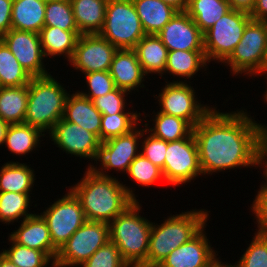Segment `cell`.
Returning <instances> with one entry per match:
<instances>
[{
    "mask_svg": "<svg viewBox=\"0 0 267 267\" xmlns=\"http://www.w3.org/2000/svg\"><path fill=\"white\" fill-rule=\"evenodd\" d=\"M47 0H13L11 28L39 34L45 23Z\"/></svg>",
    "mask_w": 267,
    "mask_h": 267,
    "instance_id": "25",
    "label": "cell"
},
{
    "mask_svg": "<svg viewBox=\"0 0 267 267\" xmlns=\"http://www.w3.org/2000/svg\"><path fill=\"white\" fill-rule=\"evenodd\" d=\"M51 74L33 77L28 84V105L25 124L48 134L54 125L63 118L68 94L63 86ZM46 132V133H45Z\"/></svg>",
    "mask_w": 267,
    "mask_h": 267,
    "instance_id": "5",
    "label": "cell"
},
{
    "mask_svg": "<svg viewBox=\"0 0 267 267\" xmlns=\"http://www.w3.org/2000/svg\"><path fill=\"white\" fill-rule=\"evenodd\" d=\"M0 39L32 77L50 74L46 69L39 34L11 28Z\"/></svg>",
    "mask_w": 267,
    "mask_h": 267,
    "instance_id": "16",
    "label": "cell"
},
{
    "mask_svg": "<svg viewBox=\"0 0 267 267\" xmlns=\"http://www.w3.org/2000/svg\"><path fill=\"white\" fill-rule=\"evenodd\" d=\"M143 112L144 114H141L143 115L141 124L153 136L160 138L166 142L178 141L193 134L194 127L188 121L184 120L183 118L159 111L155 113V110H153L152 112L154 114L153 117L149 116L152 118L150 121H154L152 124L153 127L147 122L143 124V120L146 119L145 117H147L145 116V111Z\"/></svg>",
    "mask_w": 267,
    "mask_h": 267,
    "instance_id": "24",
    "label": "cell"
},
{
    "mask_svg": "<svg viewBox=\"0 0 267 267\" xmlns=\"http://www.w3.org/2000/svg\"><path fill=\"white\" fill-rule=\"evenodd\" d=\"M157 36L168 51L204 50L203 32L186 11H178Z\"/></svg>",
    "mask_w": 267,
    "mask_h": 267,
    "instance_id": "18",
    "label": "cell"
},
{
    "mask_svg": "<svg viewBox=\"0 0 267 267\" xmlns=\"http://www.w3.org/2000/svg\"><path fill=\"white\" fill-rule=\"evenodd\" d=\"M230 10L227 0H188L186 12L204 33Z\"/></svg>",
    "mask_w": 267,
    "mask_h": 267,
    "instance_id": "32",
    "label": "cell"
},
{
    "mask_svg": "<svg viewBox=\"0 0 267 267\" xmlns=\"http://www.w3.org/2000/svg\"><path fill=\"white\" fill-rule=\"evenodd\" d=\"M208 209L170 214L162 223L152 222L147 267H157L173 250L193 238L209 220Z\"/></svg>",
    "mask_w": 267,
    "mask_h": 267,
    "instance_id": "3",
    "label": "cell"
},
{
    "mask_svg": "<svg viewBox=\"0 0 267 267\" xmlns=\"http://www.w3.org/2000/svg\"><path fill=\"white\" fill-rule=\"evenodd\" d=\"M70 3L80 34H99L108 0H70Z\"/></svg>",
    "mask_w": 267,
    "mask_h": 267,
    "instance_id": "27",
    "label": "cell"
},
{
    "mask_svg": "<svg viewBox=\"0 0 267 267\" xmlns=\"http://www.w3.org/2000/svg\"><path fill=\"white\" fill-rule=\"evenodd\" d=\"M129 94L130 92L116 87L108 94L93 99L92 102L93 105L100 111L102 115L105 114L113 115L117 113H140V111L139 112L134 110L131 111V109L128 108L130 105L129 103L128 104L126 103L127 102L126 97Z\"/></svg>",
    "mask_w": 267,
    "mask_h": 267,
    "instance_id": "40",
    "label": "cell"
},
{
    "mask_svg": "<svg viewBox=\"0 0 267 267\" xmlns=\"http://www.w3.org/2000/svg\"><path fill=\"white\" fill-rule=\"evenodd\" d=\"M86 170L80 181L69 187L79 198L87 221L110 223L139 201L135 189L123 184L113 173L111 177H105L92 168Z\"/></svg>",
    "mask_w": 267,
    "mask_h": 267,
    "instance_id": "2",
    "label": "cell"
},
{
    "mask_svg": "<svg viewBox=\"0 0 267 267\" xmlns=\"http://www.w3.org/2000/svg\"><path fill=\"white\" fill-rule=\"evenodd\" d=\"M262 127V135L263 141L261 145V160H260V168L259 170H263V174L267 178V124L261 125Z\"/></svg>",
    "mask_w": 267,
    "mask_h": 267,
    "instance_id": "47",
    "label": "cell"
},
{
    "mask_svg": "<svg viewBox=\"0 0 267 267\" xmlns=\"http://www.w3.org/2000/svg\"><path fill=\"white\" fill-rule=\"evenodd\" d=\"M162 174L165 184L176 187L203 176L194 135L168 142Z\"/></svg>",
    "mask_w": 267,
    "mask_h": 267,
    "instance_id": "12",
    "label": "cell"
},
{
    "mask_svg": "<svg viewBox=\"0 0 267 267\" xmlns=\"http://www.w3.org/2000/svg\"><path fill=\"white\" fill-rule=\"evenodd\" d=\"M242 108L221 112L215 105L193 128L203 176L234 168L260 167L262 124Z\"/></svg>",
    "mask_w": 267,
    "mask_h": 267,
    "instance_id": "1",
    "label": "cell"
},
{
    "mask_svg": "<svg viewBox=\"0 0 267 267\" xmlns=\"http://www.w3.org/2000/svg\"><path fill=\"white\" fill-rule=\"evenodd\" d=\"M146 35H157L178 12L162 0H132Z\"/></svg>",
    "mask_w": 267,
    "mask_h": 267,
    "instance_id": "23",
    "label": "cell"
},
{
    "mask_svg": "<svg viewBox=\"0 0 267 267\" xmlns=\"http://www.w3.org/2000/svg\"><path fill=\"white\" fill-rule=\"evenodd\" d=\"M141 209L135 201L109 223L110 241L130 267H147L152 221L139 214Z\"/></svg>",
    "mask_w": 267,
    "mask_h": 267,
    "instance_id": "4",
    "label": "cell"
},
{
    "mask_svg": "<svg viewBox=\"0 0 267 267\" xmlns=\"http://www.w3.org/2000/svg\"><path fill=\"white\" fill-rule=\"evenodd\" d=\"M263 184L258 191H256L257 195L254 197L252 201V205L249 210H252V214L255 217L253 220H256L254 223L257 224L256 232L267 234V178L262 175Z\"/></svg>",
    "mask_w": 267,
    "mask_h": 267,
    "instance_id": "44",
    "label": "cell"
},
{
    "mask_svg": "<svg viewBox=\"0 0 267 267\" xmlns=\"http://www.w3.org/2000/svg\"><path fill=\"white\" fill-rule=\"evenodd\" d=\"M140 113H117L102 115L100 141L125 135L141 124Z\"/></svg>",
    "mask_w": 267,
    "mask_h": 267,
    "instance_id": "36",
    "label": "cell"
},
{
    "mask_svg": "<svg viewBox=\"0 0 267 267\" xmlns=\"http://www.w3.org/2000/svg\"><path fill=\"white\" fill-rule=\"evenodd\" d=\"M109 73L117 88L130 93L144 88L147 78L134 49H118L110 65Z\"/></svg>",
    "mask_w": 267,
    "mask_h": 267,
    "instance_id": "20",
    "label": "cell"
},
{
    "mask_svg": "<svg viewBox=\"0 0 267 267\" xmlns=\"http://www.w3.org/2000/svg\"><path fill=\"white\" fill-rule=\"evenodd\" d=\"M148 134V135H147ZM140 153L159 168H164L165 153L168 142L153 136L142 128Z\"/></svg>",
    "mask_w": 267,
    "mask_h": 267,
    "instance_id": "43",
    "label": "cell"
},
{
    "mask_svg": "<svg viewBox=\"0 0 267 267\" xmlns=\"http://www.w3.org/2000/svg\"><path fill=\"white\" fill-rule=\"evenodd\" d=\"M80 35L79 31H65L59 27L44 26L39 36L45 58L61 56L69 62Z\"/></svg>",
    "mask_w": 267,
    "mask_h": 267,
    "instance_id": "26",
    "label": "cell"
},
{
    "mask_svg": "<svg viewBox=\"0 0 267 267\" xmlns=\"http://www.w3.org/2000/svg\"><path fill=\"white\" fill-rule=\"evenodd\" d=\"M231 9L240 10L250 13L255 5L256 0H227Z\"/></svg>",
    "mask_w": 267,
    "mask_h": 267,
    "instance_id": "48",
    "label": "cell"
},
{
    "mask_svg": "<svg viewBox=\"0 0 267 267\" xmlns=\"http://www.w3.org/2000/svg\"><path fill=\"white\" fill-rule=\"evenodd\" d=\"M143 72L161 76L165 72L168 49L157 35H145L134 48Z\"/></svg>",
    "mask_w": 267,
    "mask_h": 267,
    "instance_id": "28",
    "label": "cell"
},
{
    "mask_svg": "<svg viewBox=\"0 0 267 267\" xmlns=\"http://www.w3.org/2000/svg\"><path fill=\"white\" fill-rule=\"evenodd\" d=\"M214 267H225V263L220 260Z\"/></svg>",
    "mask_w": 267,
    "mask_h": 267,
    "instance_id": "53",
    "label": "cell"
},
{
    "mask_svg": "<svg viewBox=\"0 0 267 267\" xmlns=\"http://www.w3.org/2000/svg\"><path fill=\"white\" fill-rule=\"evenodd\" d=\"M117 50L99 34H81L68 63L75 68L73 70L82 72V75L95 71H109Z\"/></svg>",
    "mask_w": 267,
    "mask_h": 267,
    "instance_id": "15",
    "label": "cell"
},
{
    "mask_svg": "<svg viewBox=\"0 0 267 267\" xmlns=\"http://www.w3.org/2000/svg\"><path fill=\"white\" fill-rule=\"evenodd\" d=\"M16 230L9 236L18 244L46 253L54 262L58 250L53 246L48 225L37 212L33 216L20 220Z\"/></svg>",
    "mask_w": 267,
    "mask_h": 267,
    "instance_id": "19",
    "label": "cell"
},
{
    "mask_svg": "<svg viewBox=\"0 0 267 267\" xmlns=\"http://www.w3.org/2000/svg\"><path fill=\"white\" fill-rule=\"evenodd\" d=\"M235 77H267V22L251 20L231 55L221 64ZM243 73V74H242ZM262 75V76H261Z\"/></svg>",
    "mask_w": 267,
    "mask_h": 267,
    "instance_id": "6",
    "label": "cell"
},
{
    "mask_svg": "<svg viewBox=\"0 0 267 267\" xmlns=\"http://www.w3.org/2000/svg\"><path fill=\"white\" fill-rule=\"evenodd\" d=\"M165 80L160 93L153 95L160 107L159 112L183 118L195 127L214 109V105L201 104L191 82Z\"/></svg>",
    "mask_w": 267,
    "mask_h": 267,
    "instance_id": "9",
    "label": "cell"
},
{
    "mask_svg": "<svg viewBox=\"0 0 267 267\" xmlns=\"http://www.w3.org/2000/svg\"><path fill=\"white\" fill-rule=\"evenodd\" d=\"M28 105V85L0 87V118L8 124L24 123Z\"/></svg>",
    "mask_w": 267,
    "mask_h": 267,
    "instance_id": "31",
    "label": "cell"
},
{
    "mask_svg": "<svg viewBox=\"0 0 267 267\" xmlns=\"http://www.w3.org/2000/svg\"><path fill=\"white\" fill-rule=\"evenodd\" d=\"M249 15L252 20L267 22V0H256Z\"/></svg>",
    "mask_w": 267,
    "mask_h": 267,
    "instance_id": "46",
    "label": "cell"
},
{
    "mask_svg": "<svg viewBox=\"0 0 267 267\" xmlns=\"http://www.w3.org/2000/svg\"><path fill=\"white\" fill-rule=\"evenodd\" d=\"M44 26L59 27L65 31H79L70 0H47Z\"/></svg>",
    "mask_w": 267,
    "mask_h": 267,
    "instance_id": "37",
    "label": "cell"
},
{
    "mask_svg": "<svg viewBox=\"0 0 267 267\" xmlns=\"http://www.w3.org/2000/svg\"><path fill=\"white\" fill-rule=\"evenodd\" d=\"M63 119L80 125L89 132L96 134L100 139L102 114L90 99L82 96L77 91L68 94Z\"/></svg>",
    "mask_w": 267,
    "mask_h": 267,
    "instance_id": "21",
    "label": "cell"
},
{
    "mask_svg": "<svg viewBox=\"0 0 267 267\" xmlns=\"http://www.w3.org/2000/svg\"><path fill=\"white\" fill-rule=\"evenodd\" d=\"M140 124L131 132L101 142L96 164L91 168L99 175L111 177L109 170L126 174L130 164L140 154L142 137ZM98 161V162H97ZM98 163L100 165L98 166ZM107 171V172H106ZM108 173V174H107ZM110 174V175H109Z\"/></svg>",
    "mask_w": 267,
    "mask_h": 267,
    "instance_id": "13",
    "label": "cell"
},
{
    "mask_svg": "<svg viewBox=\"0 0 267 267\" xmlns=\"http://www.w3.org/2000/svg\"><path fill=\"white\" fill-rule=\"evenodd\" d=\"M108 241L109 223L86 221L60 248L55 267H79Z\"/></svg>",
    "mask_w": 267,
    "mask_h": 267,
    "instance_id": "10",
    "label": "cell"
},
{
    "mask_svg": "<svg viewBox=\"0 0 267 267\" xmlns=\"http://www.w3.org/2000/svg\"><path fill=\"white\" fill-rule=\"evenodd\" d=\"M225 267H234V266L231 263L229 265L226 263Z\"/></svg>",
    "mask_w": 267,
    "mask_h": 267,
    "instance_id": "54",
    "label": "cell"
},
{
    "mask_svg": "<svg viewBox=\"0 0 267 267\" xmlns=\"http://www.w3.org/2000/svg\"><path fill=\"white\" fill-rule=\"evenodd\" d=\"M266 79H267V77H266ZM266 84H267V82H266ZM266 86H267V85H266ZM262 96H264V97H263L264 102L267 104V88H266V90H265V92H264V94H263Z\"/></svg>",
    "mask_w": 267,
    "mask_h": 267,
    "instance_id": "52",
    "label": "cell"
},
{
    "mask_svg": "<svg viewBox=\"0 0 267 267\" xmlns=\"http://www.w3.org/2000/svg\"><path fill=\"white\" fill-rule=\"evenodd\" d=\"M128 178L142 187H152L159 181L165 183L162 169L145 158L141 153L130 164Z\"/></svg>",
    "mask_w": 267,
    "mask_h": 267,
    "instance_id": "38",
    "label": "cell"
},
{
    "mask_svg": "<svg viewBox=\"0 0 267 267\" xmlns=\"http://www.w3.org/2000/svg\"><path fill=\"white\" fill-rule=\"evenodd\" d=\"M207 224L188 242L173 250L157 267H214L221 259L211 247Z\"/></svg>",
    "mask_w": 267,
    "mask_h": 267,
    "instance_id": "17",
    "label": "cell"
},
{
    "mask_svg": "<svg viewBox=\"0 0 267 267\" xmlns=\"http://www.w3.org/2000/svg\"><path fill=\"white\" fill-rule=\"evenodd\" d=\"M9 124L0 118V146H3Z\"/></svg>",
    "mask_w": 267,
    "mask_h": 267,
    "instance_id": "50",
    "label": "cell"
},
{
    "mask_svg": "<svg viewBox=\"0 0 267 267\" xmlns=\"http://www.w3.org/2000/svg\"><path fill=\"white\" fill-rule=\"evenodd\" d=\"M42 137L44 138L45 134L31 125L25 123L9 124L3 145H6L5 147L11 154L23 157L38 150L40 142L44 141Z\"/></svg>",
    "mask_w": 267,
    "mask_h": 267,
    "instance_id": "29",
    "label": "cell"
},
{
    "mask_svg": "<svg viewBox=\"0 0 267 267\" xmlns=\"http://www.w3.org/2000/svg\"><path fill=\"white\" fill-rule=\"evenodd\" d=\"M13 0H0V38L11 29Z\"/></svg>",
    "mask_w": 267,
    "mask_h": 267,
    "instance_id": "45",
    "label": "cell"
},
{
    "mask_svg": "<svg viewBox=\"0 0 267 267\" xmlns=\"http://www.w3.org/2000/svg\"><path fill=\"white\" fill-rule=\"evenodd\" d=\"M61 199L39 213L48 225L53 246L59 251L71 235L86 221L79 198L69 188Z\"/></svg>",
    "mask_w": 267,
    "mask_h": 267,
    "instance_id": "11",
    "label": "cell"
},
{
    "mask_svg": "<svg viewBox=\"0 0 267 267\" xmlns=\"http://www.w3.org/2000/svg\"><path fill=\"white\" fill-rule=\"evenodd\" d=\"M79 267H130L121 257L116 245L108 241Z\"/></svg>",
    "mask_w": 267,
    "mask_h": 267,
    "instance_id": "42",
    "label": "cell"
},
{
    "mask_svg": "<svg viewBox=\"0 0 267 267\" xmlns=\"http://www.w3.org/2000/svg\"><path fill=\"white\" fill-rule=\"evenodd\" d=\"M162 1L171 5L178 11H186L188 6V0H162Z\"/></svg>",
    "mask_w": 267,
    "mask_h": 267,
    "instance_id": "49",
    "label": "cell"
},
{
    "mask_svg": "<svg viewBox=\"0 0 267 267\" xmlns=\"http://www.w3.org/2000/svg\"><path fill=\"white\" fill-rule=\"evenodd\" d=\"M210 65L205 57L204 50H173L168 52L167 62L165 66V73L173 78L178 77L181 79H173L172 82H186L187 79L191 81L198 71H207L208 65ZM183 78V79H182ZM186 79V80H185ZM184 80V81H183Z\"/></svg>",
    "mask_w": 267,
    "mask_h": 267,
    "instance_id": "22",
    "label": "cell"
},
{
    "mask_svg": "<svg viewBox=\"0 0 267 267\" xmlns=\"http://www.w3.org/2000/svg\"><path fill=\"white\" fill-rule=\"evenodd\" d=\"M83 78L86 80L88 91L77 90V92L91 101L99 96L108 94L116 88L109 71L85 73Z\"/></svg>",
    "mask_w": 267,
    "mask_h": 267,
    "instance_id": "41",
    "label": "cell"
},
{
    "mask_svg": "<svg viewBox=\"0 0 267 267\" xmlns=\"http://www.w3.org/2000/svg\"><path fill=\"white\" fill-rule=\"evenodd\" d=\"M8 242L11 246L0 252L17 267H55V262L43 251L20 245L9 235Z\"/></svg>",
    "mask_w": 267,
    "mask_h": 267,
    "instance_id": "35",
    "label": "cell"
},
{
    "mask_svg": "<svg viewBox=\"0 0 267 267\" xmlns=\"http://www.w3.org/2000/svg\"><path fill=\"white\" fill-rule=\"evenodd\" d=\"M27 163L8 161L0 168V192L31 193L36 175Z\"/></svg>",
    "mask_w": 267,
    "mask_h": 267,
    "instance_id": "30",
    "label": "cell"
},
{
    "mask_svg": "<svg viewBox=\"0 0 267 267\" xmlns=\"http://www.w3.org/2000/svg\"><path fill=\"white\" fill-rule=\"evenodd\" d=\"M99 35L117 49H134L146 35L132 0H108Z\"/></svg>",
    "mask_w": 267,
    "mask_h": 267,
    "instance_id": "7",
    "label": "cell"
},
{
    "mask_svg": "<svg viewBox=\"0 0 267 267\" xmlns=\"http://www.w3.org/2000/svg\"><path fill=\"white\" fill-rule=\"evenodd\" d=\"M252 20L249 13L231 9L203 33L205 57L210 63H223L240 42Z\"/></svg>",
    "mask_w": 267,
    "mask_h": 267,
    "instance_id": "8",
    "label": "cell"
},
{
    "mask_svg": "<svg viewBox=\"0 0 267 267\" xmlns=\"http://www.w3.org/2000/svg\"><path fill=\"white\" fill-rule=\"evenodd\" d=\"M250 244L234 267H267V234L254 233Z\"/></svg>",
    "mask_w": 267,
    "mask_h": 267,
    "instance_id": "39",
    "label": "cell"
},
{
    "mask_svg": "<svg viewBox=\"0 0 267 267\" xmlns=\"http://www.w3.org/2000/svg\"><path fill=\"white\" fill-rule=\"evenodd\" d=\"M33 77L23 68L7 45L0 39L1 87L28 85Z\"/></svg>",
    "mask_w": 267,
    "mask_h": 267,
    "instance_id": "34",
    "label": "cell"
},
{
    "mask_svg": "<svg viewBox=\"0 0 267 267\" xmlns=\"http://www.w3.org/2000/svg\"><path fill=\"white\" fill-rule=\"evenodd\" d=\"M30 194L32 193L0 192V222L10 225L33 216L35 211L29 212L33 203Z\"/></svg>",
    "mask_w": 267,
    "mask_h": 267,
    "instance_id": "33",
    "label": "cell"
},
{
    "mask_svg": "<svg viewBox=\"0 0 267 267\" xmlns=\"http://www.w3.org/2000/svg\"><path fill=\"white\" fill-rule=\"evenodd\" d=\"M0 267H17L5 255L0 252Z\"/></svg>",
    "mask_w": 267,
    "mask_h": 267,
    "instance_id": "51",
    "label": "cell"
},
{
    "mask_svg": "<svg viewBox=\"0 0 267 267\" xmlns=\"http://www.w3.org/2000/svg\"><path fill=\"white\" fill-rule=\"evenodd\" d=\"M48 134L49 139L53 141L52 144L63 150L66 155L90 159L92 163L88 164L87 168H91L95 164L101 146V141L96 134L63 118L54 125Z\"/></svg>",
    "mask_w": 267,
    "mask_h": 267,
    "instance_id": "14",
    "label": "cell"
}]
</instances>
